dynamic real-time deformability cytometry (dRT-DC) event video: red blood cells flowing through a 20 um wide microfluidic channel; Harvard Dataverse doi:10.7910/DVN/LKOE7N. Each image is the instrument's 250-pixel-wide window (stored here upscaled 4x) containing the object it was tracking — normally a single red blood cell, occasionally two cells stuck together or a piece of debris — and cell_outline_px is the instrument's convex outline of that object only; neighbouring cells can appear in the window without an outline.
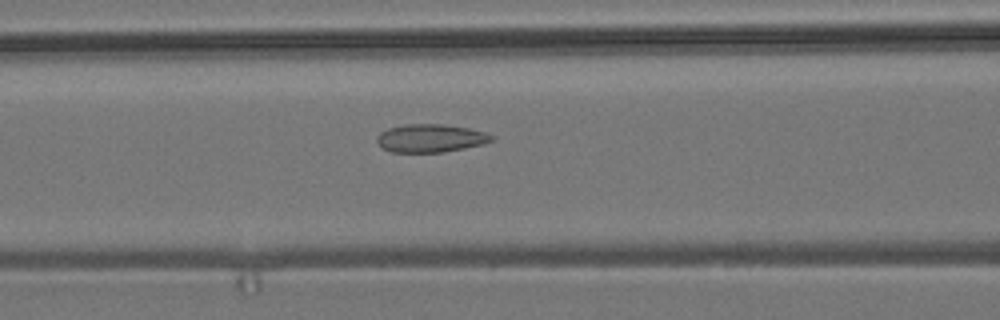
{"species": "common noctule bat (a hibernating species)", "species_latin": "Nyctalus noctula", "temperature_condition": "room temperature", "stored_images_in_passage": 56, "camera_frame_rate_fps": 3000, "um_per_image_px": 0.085, "animal": {"sex": "male", "body_mass_g": 19.2, "forearm_length_mm": 51.8}, "frame": {"image": 1, "passage_image": 23, "time_ms": 7.333, "image_size_px": [1000, 320], "cell_outline_px": [[496, 140], [484, 144], [444, 152], [392, 152], [384, 148], [376, 140], [376, 136], [380, 132], [388, 128], [404, 124], [444, 124], [468, 128], [484, 132], [496, 136]], "centroid_in_image_um": [36.64, 11.74], "position_along_channel_um": 130.0, "area_um2": 18.9}}
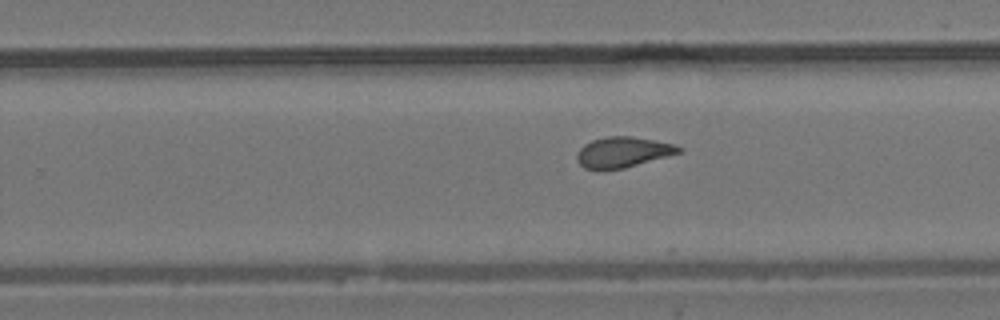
{"frame": {"image": 2, "passage_image": 35, "time_ms": 11.333, "image_size_px": [1000, 320], "cell_outline_px": [[684, 148], [680, 152], [624, 168], [600, 172], [584, 168], [576, 160], [576, 156], [580, 148], [584, 144], [592, 140], [608, 136], [632, 136], [676, 144]], "centroid_in_image_um": [52.9, 12.95], "position_along_channel_um": 276.9, "area_um2": 18.38}}
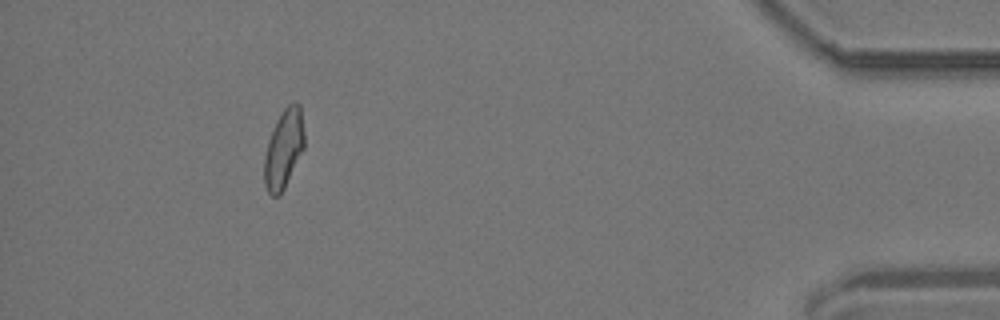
{"frame": {"image": 3, "passage_image": 51, "time_ms": 16.667, "image_size_px": [1000, 320], "cell_outline_px": [[304, 148], [280, 196], [272, 196], [268, 192], [264, 184], [264, 156], [268, 140], [276, 120], [284, 108], [292, 100], [296, 100], [300, 104], [304, 132]], "centroid_in_image_um": [24.11, 12.62], "position_along_channel_um": 411.1, "area_um2": 18.55}, "authors_computed_cell_mechanics": {"area_um2": 18.8717, "velocity_mm_per_s": 3.6896, "shape_relaxation_time_tau1_ms": null, "shape_relaxation_time_tau2_ms": 1.8959, "deformation_change_tau1": null, "deformation_change_tau2": 0.0755}}